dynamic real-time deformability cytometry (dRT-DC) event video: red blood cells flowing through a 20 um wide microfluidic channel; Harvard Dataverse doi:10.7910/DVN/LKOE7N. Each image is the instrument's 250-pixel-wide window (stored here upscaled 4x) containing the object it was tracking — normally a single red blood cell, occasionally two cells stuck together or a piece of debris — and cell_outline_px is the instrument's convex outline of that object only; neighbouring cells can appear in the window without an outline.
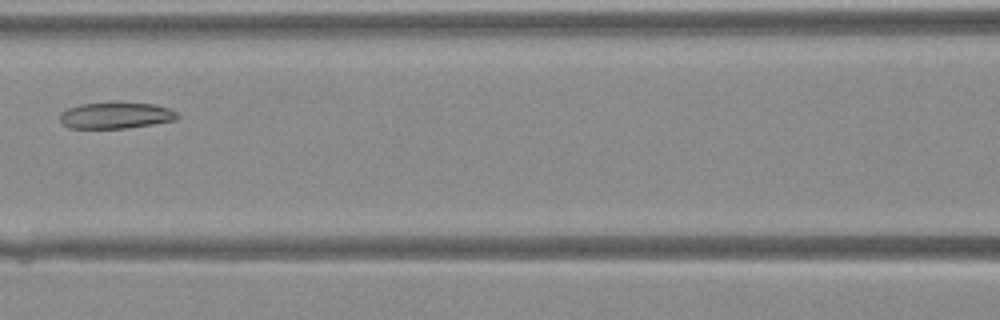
{"species": "Egyptian fruit bat (a non-hibernating species)", "species_latin": "Rousettus aegyptiacus", "temperature_condition": "warm", "stored_images_in_passage": 18, "camera_frame_rate_fps": 3000, "um_per_image_px": 0.085, "animal": {"sex": "female"}, "frame": {"image": 1, "passage_image": 6, "time_ms": 1.667, "image_size_px": [1000, 320], "cell_outline_px": [[180, 116], [176, 120], [152, 124], [124, 128], [68, 128], [60, 120], [60, 112], [68, 108], [80, 104], [116, 100], [156, 104], [168, 108], [176, 112]], "centroid_in_image_um": [9.85, 9.77], "position_along_channel_um": 156.8, "area_um2": 18.61}}
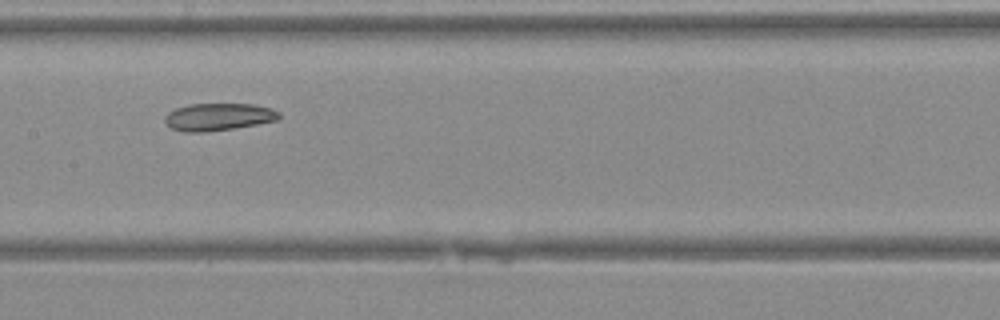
{"frame": {"image": 2, "passage_image": 8, "time_ms": 2.333, "image_size_px": [1000, 320], "cell_outline_px": [[280, 120], [232, 128], [204, 132], [184, 132], [172, 128], [164, 124], [164, 116], [168, 112], [176, 108], [188, 104], [252, 104], [268, 108], [280, 112]], "centroid_in_image_um": [18.52, 9.93], "position_along_channel_um": 188.9, "area_um2": 18.21}}